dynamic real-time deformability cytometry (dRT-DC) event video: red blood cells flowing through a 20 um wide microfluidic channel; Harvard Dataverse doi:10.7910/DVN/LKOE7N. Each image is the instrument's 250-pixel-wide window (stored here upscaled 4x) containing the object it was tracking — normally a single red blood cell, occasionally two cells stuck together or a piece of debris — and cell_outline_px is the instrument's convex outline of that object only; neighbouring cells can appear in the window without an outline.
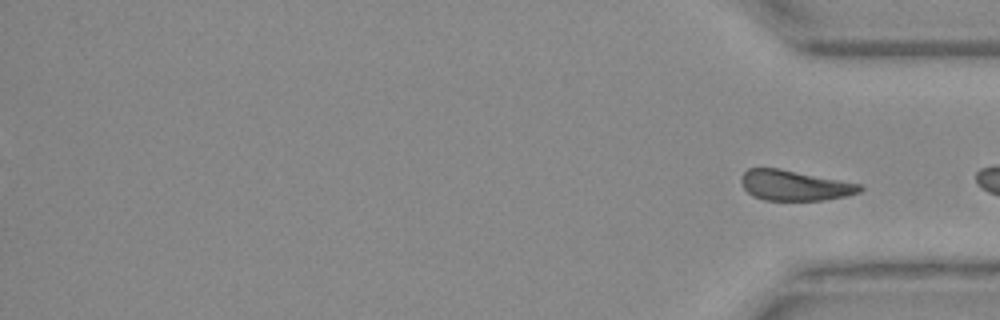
{"species": "Egyptian fruit bat (a non-hibernating species)", "species_latin": "Rousettus aegyptiacus", "temperature_condition": "warm", "stored_images_in_passage": 43, "segment_of_instrument_passage": [2, 2], "camera_frame_rate_fps": 3000, "um_per_image_px": 0.085, "animal": {"sex": "female"}, "frame": {"image": 1, "passage_image": 43, "time_ms": 14.0, "image_size_px": [1000, 320], "cell_outline_px": [[864, 188], [860, 192], [848, 196], [824, 200], [764, 200], [752, 196], [744, 188], [740, 180], [740, 176], [748, 168], [780, 168], [860, 184]], "centroid_in_image_um": [67.53, 15.76], "position_along_channel_um": 367.7, "area_um2": 21.04}}